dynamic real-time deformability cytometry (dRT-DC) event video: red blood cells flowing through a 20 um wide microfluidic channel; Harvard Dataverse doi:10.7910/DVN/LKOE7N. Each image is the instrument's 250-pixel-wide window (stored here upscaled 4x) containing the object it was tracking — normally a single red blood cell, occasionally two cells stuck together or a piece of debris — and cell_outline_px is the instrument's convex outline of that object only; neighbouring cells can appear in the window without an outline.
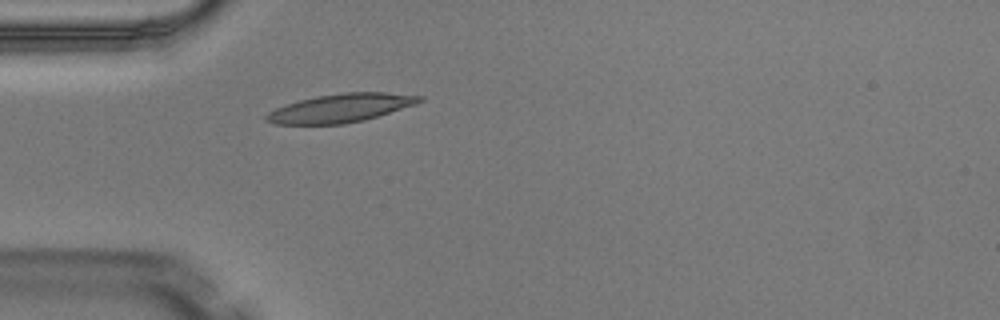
{"species": "Egyptian fruit bat (a non-hibernating species)", "species_latin": "Rousettus aegyptiacus", "temperature_condition": "warm", "stored_images_in_passage": 1, "camera_frame_rate_fps": 3000, "um_per_image_px": 0.085, "animal": {"sex": "male"}, "frame": {"image": 1, "passage_image": 1, "time_ms": 0.0, "image_size_px": [1000, 320], "cell_outline_px": [[424, 100], [416, 104], [364, 120], [344, 124], [276, 124], [264, 120], [264, 116], [268, 112], [276, 108], [300, 100], [316, 96], [344, 92], [384, 92], [424, 96]], "centroid_in_image_um": [28.96, 9.18], "position_along_channel_um": 56.0, "area_um2": 25.32}}